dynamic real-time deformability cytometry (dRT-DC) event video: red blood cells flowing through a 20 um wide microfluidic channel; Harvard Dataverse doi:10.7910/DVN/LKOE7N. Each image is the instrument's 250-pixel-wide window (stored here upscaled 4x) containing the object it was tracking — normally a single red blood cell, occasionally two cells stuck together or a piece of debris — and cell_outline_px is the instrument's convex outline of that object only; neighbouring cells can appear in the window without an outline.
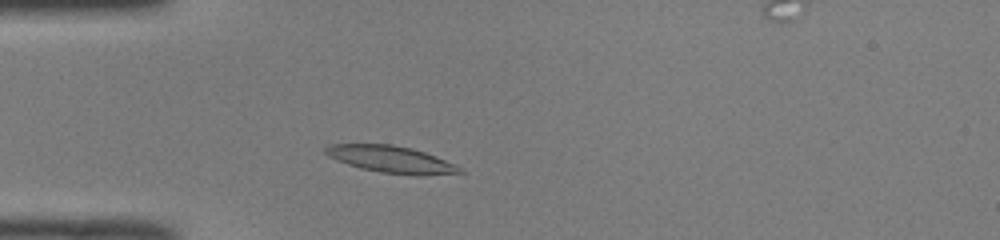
{"species": "common noctule bat (a hibernating species)", "species_latin": "Nyctalus noctula", "temperature_condition": "room temperature", "stored_images_in_passage": 21, "camera_frame_rate_fps": 3000, "um_per_image_px": 0.085, "animal": {"sex": "male", "body_mass_g": 19.0, "forearm_length_mm": 50.8}, "frame": {"image": 1, "passage_image": 6, "time_ms": 1.667, "image_size_px": [1000, 240], "cell_outline_px": [[464, 172], [416, 176], [380, 172], [360, 168], [348, 164], [328, 156], [324, 152], [324, 148], [332, 144], [392, 144], [412, 148], [424, 152], [456, 164]], "centroid_in_image_um": [33.24, 13.54], "position_along_channel_um": 51.8, "area_um2": 20.92}}
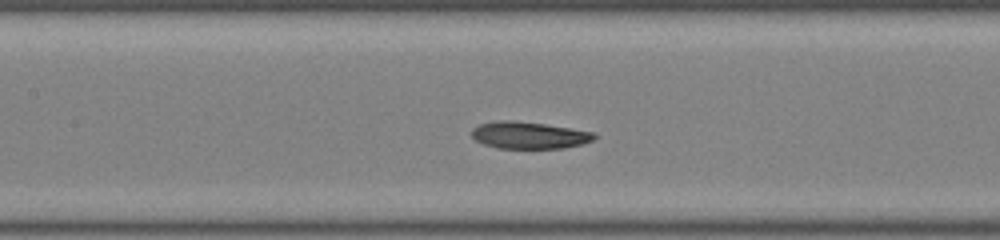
{"frame": {"image": 2, "passage_image": 15, "time_ms": 4.667, "image_size_px": [1000, 240], "cell_outline_px": [[596, 136], [592, 140], [580, 144], [564, 148], [496, 148], [484, 144], [476, 140], [472, 136], [472, 128], [480, 124], [500, 120], [512, 120], [544, 124], [596, 132]], "centroid_in_image_um": [44.96, 11.49], "position_along_channel_um": 162.4, "area_um2": 19.13}}
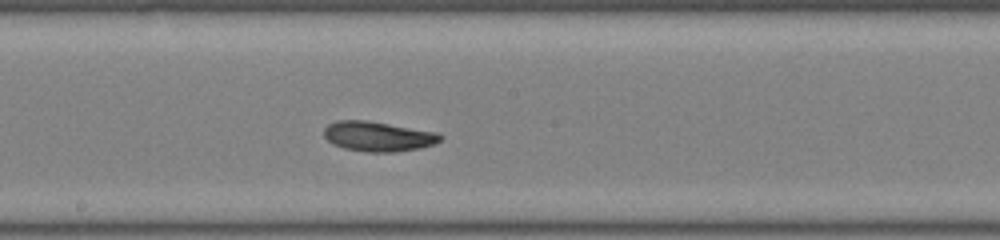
{"frame": {"image": 3, "passage_image": 19, "time_ms": 6.0, "image_size_px": [1000, 240], "cell_outline_px": [[444, 136], [440, 140], [432, 144], [420, 148], [396, 152], [368, 152], [344, 148], [332, 144], [324, 136], [324, 128], [328, 124], [336, 120], [368, 120], [440, 132]], "centroid_in_image_um": [32.15, 11.58], "position_along_channel_um": 216.0, "area_um2": 20.52}}